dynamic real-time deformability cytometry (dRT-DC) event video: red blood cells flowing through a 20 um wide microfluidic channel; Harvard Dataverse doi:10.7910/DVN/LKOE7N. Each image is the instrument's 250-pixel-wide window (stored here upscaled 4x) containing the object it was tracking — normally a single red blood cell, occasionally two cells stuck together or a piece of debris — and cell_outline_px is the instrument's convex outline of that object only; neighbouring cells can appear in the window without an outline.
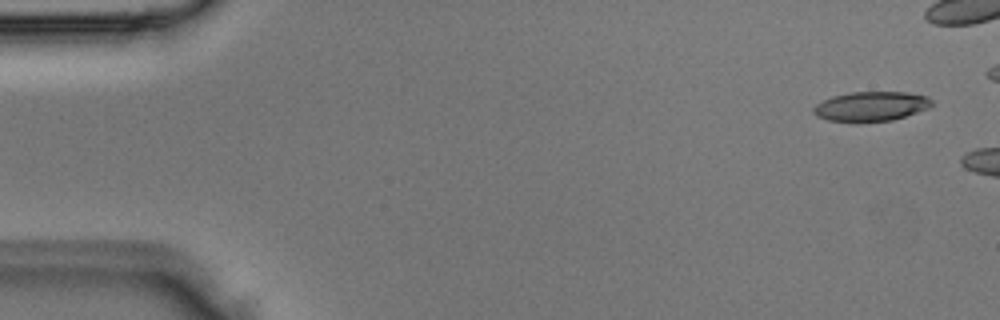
{"species": "Egyptian fruit bat (a non-hibernating species)", "species_latin": "Rousettus aegyptiacus", "temperature_condition": "room temperature", "stored_images_in_passage": 2, "camera_frame_rate_fps": 3000, "um_per_image_px": 0.085, "animal": {"sex": "male"}, "frame": {"image": 1, "passage_image": 1, "time_ms": 0.0, "image_size_px": [1000, 320], "cell_outline_px": [[932, 108], [892, 120], [860, 124], [852, 124], [828, 120], [816, 116], [812, 112], [812, 108], [816, 104], [832, 96], [848, 92], [908, 92], [928, 96], [932, 100]], "centroid_in_image_um": [74.03, 9.07], "position_along_channel_um": 11.0, "area_um2": 21.21}}